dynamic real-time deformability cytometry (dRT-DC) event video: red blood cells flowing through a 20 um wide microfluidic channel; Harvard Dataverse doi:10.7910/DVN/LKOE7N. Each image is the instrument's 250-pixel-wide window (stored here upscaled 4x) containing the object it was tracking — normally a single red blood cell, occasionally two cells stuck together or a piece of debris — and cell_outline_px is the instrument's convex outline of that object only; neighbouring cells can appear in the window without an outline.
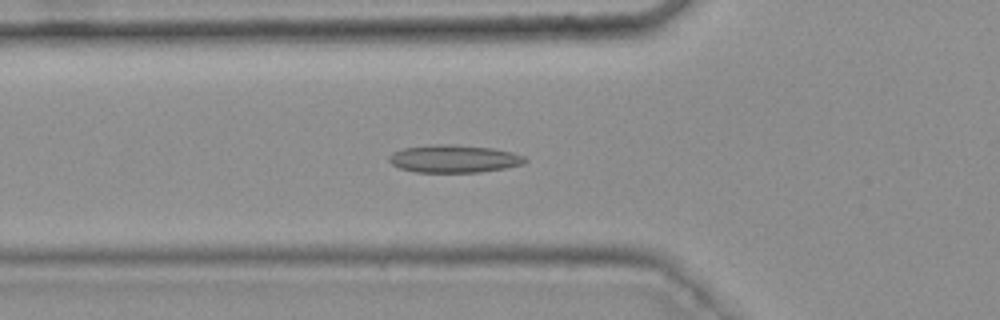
{"species": "common noctule bat (a hibernating species)", "species_latin": "Nyctalus noctula", "temperature_condition": "warm", "stored_images_in_passage": 45, "camera_frame_rate_fps": 3000, "um_per_image_px": 0.085, "animal": {"sex": "female", "body_mass_g": 25.1}, "frame": {"image": 1, "passage_image": 17, "time_ms": 5.333, "image_size_px": [1000, 320], "cell_outline_px": [[528, 160], [524, 164], [504, 168], [480, 172], [416, 172], [400, 168], [392, 164], [388, 160], [388, 156], [392, 152], [404, 148], [432, 144], [452, 144], [492, 148], [512, 152], [524, 156]], "centroid_in_image_um": [38.58, 13.49], "position_along_channel_um": 87.2, "area_um2": 22.02}}
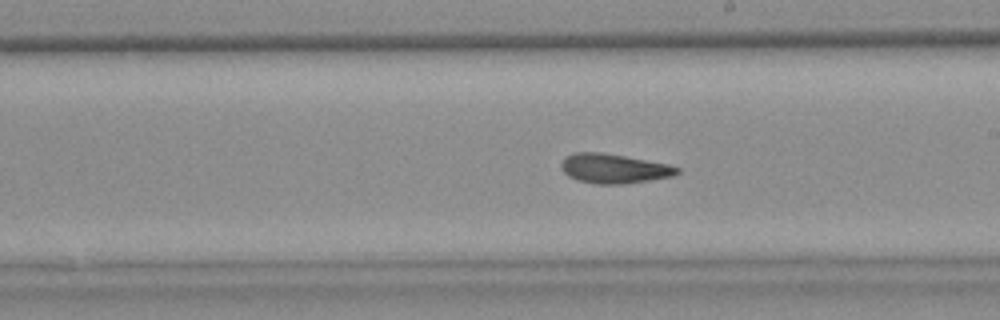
{"frame": {"image": 2, "passage_image": 29, "time_ms": 9.333, "image_size_px": [1000, 320], "cell_outline_px": [[680, 172], [672, 176], [624, 184], [596, 184], [576, 180], [568, 176], [560, 168], [560, 164], [564, 156], [576, 152], [600, 152], [624, 156], [668, 164], [680, 168]], "centroid_in_image_um": [52.13, 14.33], "position_along_channel_um": 236.9, "area_um2": 19.94}}
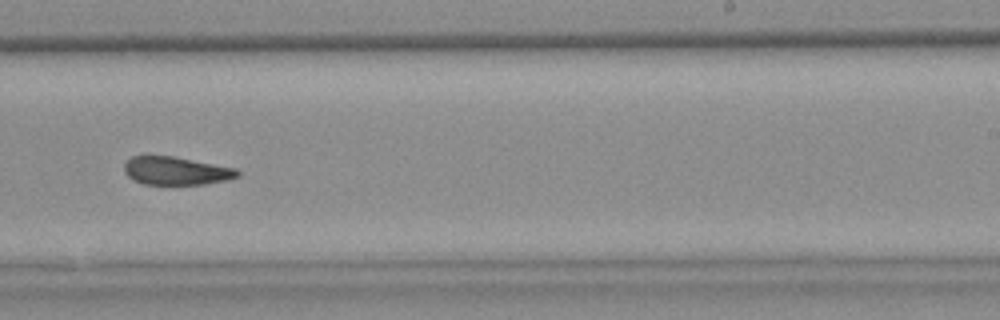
{"frame": {"image": 3, "passage_image": 32, "time_ms": 10.333, "image_size_px": [1000, 320], "cell_outline_px": [[240, 176], [228, 180], [204, 184], [144, 184], [132, 180], [124, 172], [124, 164], [132, 156], [144, 152], [148, 152], [172, 156], [236, 168], [240, 172]], "centroid_in_image_um": [14.9, 14.48], "position_along_channel_um": 274.1, "area_um2": 19.19}, "authors_computed_cell_mechanics": {"area_um2": 19.941, "velocity_mm_per_s": 3.746, "shape_relaxation_time_tau1_ms": null, "shape_relaxation_time_tau2_ms": 2.7383, "deformation_change_tau1": null, "deformation_change_tau2": 0.1003}}